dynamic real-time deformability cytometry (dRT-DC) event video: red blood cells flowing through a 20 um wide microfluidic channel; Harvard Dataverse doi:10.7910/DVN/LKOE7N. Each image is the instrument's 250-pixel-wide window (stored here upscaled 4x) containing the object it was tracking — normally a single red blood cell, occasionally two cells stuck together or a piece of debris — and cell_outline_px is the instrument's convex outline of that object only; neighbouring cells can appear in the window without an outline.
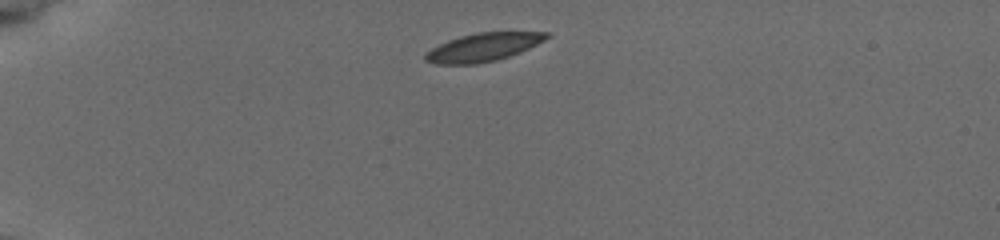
{"species": "common noctule bat (a hibernating species)", "species_latin": "Nyctalus noctula", "temperature_condition": "cold", "stored_images_in_passage": 42, "camera_frame_rate_fps": 3000, "um_per_image_px": 0.085, "animal": {"sex": "female", "body_mass_g": 19.5, "forearm_length_mm": 54.1}, "frame": {"image": 1, "passage_image": 1, "time_ms": 0.0, "image_size_px": [1000, 240], "cell_outline_px": [[552, 36], [520, 52], [496, 60], [476, 64], [436, 64], [424, 60], [424, 52], [448, 40], [460, 36], [476, 32], [548, 32]], "centroid_in_image_um": [41.04, 4.01], "position_along_channel_um": 44.0, "area_um2": 19.88}}
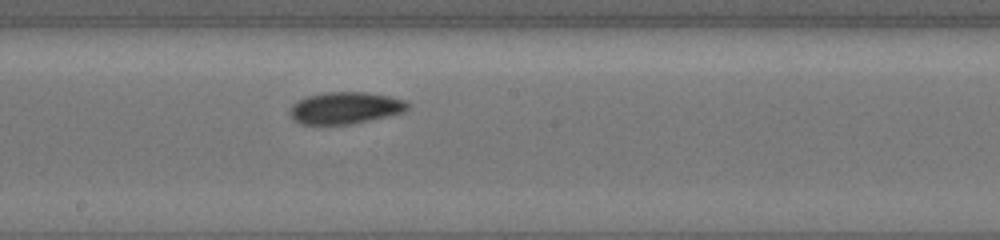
{"frame": {"image": 2, "passage_image": 19, "time_ms": 6.0, "image_size_px": [1000, 240], "cell_outline_px": [[408, 108], [404, 112], [368, 120], [348, 124], [300, 124], [288, 112], [292, 104], [308, 96], [324, 92], [364, 92], [388, 96], [408, 100]], "centroid_in_image_um": [29.35, 9.16], "position_along_channel_um": 218.8, "area_um2": 21.62}}
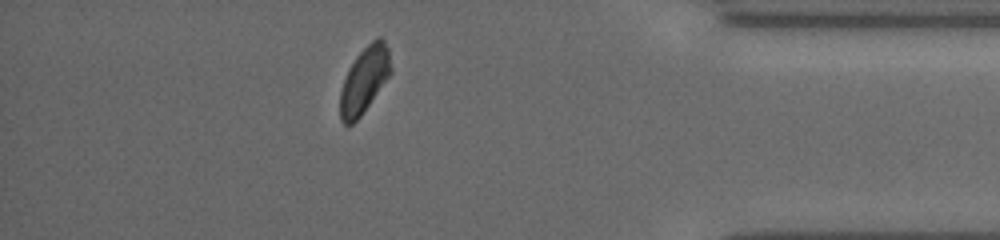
{"frame": {"image": 3, "passage_image": 36, "time_ms": 11.667, "image_size_px": [1000, 240], "cell_outline_px": [[392, 72], [360, 116], [352, 124], [344, 124], [340, 120], [340, 92], [348, 68], [356, 56], [372, 40], [380, 36], [384, 40], [388, 48], [392, 68]], "centroid_in_image_um": [30.97, 6.78], "position_along_channel_um": 404.2, "area_um2": 19.36}, "authors_computed_cell_mechanics": {"area_um2": 20.9814, "velocity_mm_per_s": 3.7411, "shape_relaxation_time_tau1_ms": 2.6427, "shape_relaxation_time_tau2_ms": 9.1911, "deformation_change_tau1": 0.0959, "deformation_change_tau2": 0.1056}}